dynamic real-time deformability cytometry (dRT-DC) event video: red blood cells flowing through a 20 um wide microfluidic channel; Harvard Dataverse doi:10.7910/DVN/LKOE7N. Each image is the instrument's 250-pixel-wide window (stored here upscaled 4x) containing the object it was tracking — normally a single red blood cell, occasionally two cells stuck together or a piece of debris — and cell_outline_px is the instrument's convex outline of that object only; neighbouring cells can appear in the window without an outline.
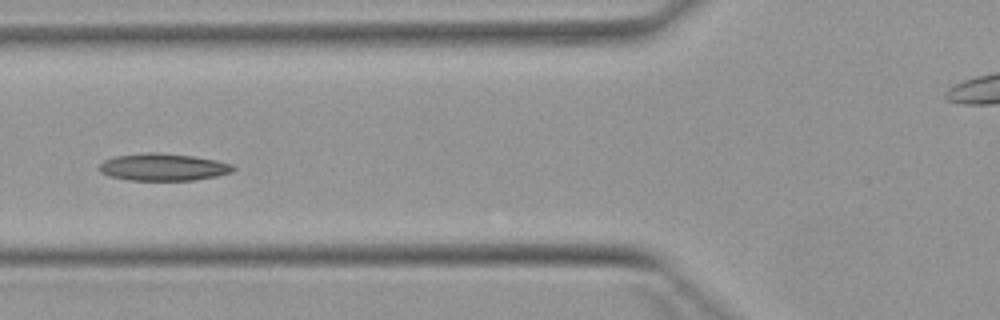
{"species": "Egyptian fruit bat (a non-hibernating species)", "species_latin": "Rousettus aegyptiacus", "temperature_condition": "warm", "stored_images_in_passage": 6, "camera_frame_rate_fps": 3000, "um_per_image_px": 0.085, "animal": {"sex": "female"}, "frame": {"image": 1, "passage_image": 5, "time_ms": 6.0, "image_size_px": [1000, 320], "cell_outline_px": [[236, 168], [232, 172], [216, 176], [196, 180], [128, 180], [108, 176], [100, 172], [96, 168], [104, 160], [112, 156], [148, 152], [156, 152], [192, 156], [216, 160], [232, 164]], "centroid_in_image_um": [13.82, 14.2], "position_along_channel_um": 112.0, "area_um2": 21.44}}
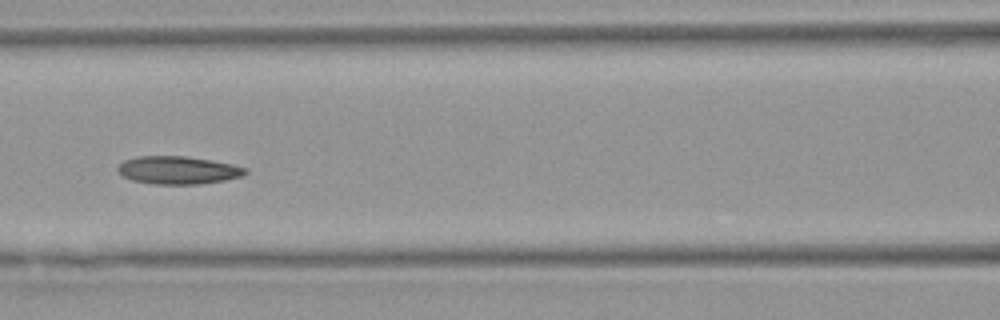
{"frame": {"image": 2, "passage_image": 6, "time_ms": 7.0, "image_size_px": [1000, 320], "cell_outline_px": [[248, 172], [244, 176], [224, 180], [200, 184], [152, 184], [132, 180], [124, 176], [116, 168], [124, 160], [136, 156], [184, 156], [212, 160], [232, 164], [248, 168]], "centroid_in_image_um": [15.16, 14.46], "position_along_channel_um": 151.4, "area_um2": 20.81}}